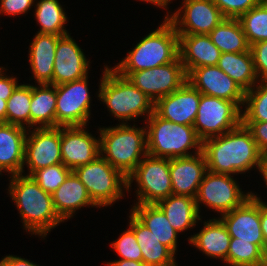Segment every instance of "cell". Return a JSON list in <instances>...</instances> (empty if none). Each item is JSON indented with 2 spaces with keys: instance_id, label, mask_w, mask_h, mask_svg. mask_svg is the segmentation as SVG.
<instances>
[{
  "instance_id": "6da1fadb",
  "label": "cell",
  "mask_w": 267,
  "mask_h": 266,
  "mask_svg": "<svg viewBox=\"0 0 267 266\" xmlns=\"http://www.w3.org/2000/svg\"><path fill=\"white\" fill-rule=\"evenodd\" d=\"M207 170L234 175L260 169V153L251 131L242 123L223 135L202 142Z\"/></svg>"
},
{
  "instance_id": "7a4b0ae2",
  "label": "cell",
  "mask_w": 267,
  "mask_h": 266,
  "mask_svg": "<svg viewBox=\"0 0 267 266\" xmlns=\"http://www.w3.org/2000/svg\"><path fill=\"white\" fill-rule=\"evenodd\" d=\"M10 179L8 191L26 231L44 238L64 222L55 211L52 194L44 191L31 176L17 174Z\"/></svg>"
},
{
  "instance_id": "3957f363",
  "label": "cell",
  "mask_w": 267,
  "mask_h": 266,
  "mask_svg": "<svg viewBox=\"0 0 267 266\" xmlns=\"http://www.w3.org/2000/svg\"><path fill=\"white\" fill-rule=\"evenodd\" d=\"M99 131L100 156L127 178L148 154L146 128L121 123Z\"/></svg>"
},
{
  "instance_id": "277c9868",
  "label": "cell",
  "mask_w": 267,
  "mask_h": 266,
  "mask_svg": "<svg viewBox=\"0 0 267 266\" xmlns=\"http://www.w3.org/2000/svg\"><path fill=\"white\" fill-rule=\"evenodd\" d=\"M178 57V34L174 25L164 19L155 31L142 38L113 69L117 72H138L169 64Z\"/></svg>"
},
{
  "instance_id": "5b68a950",
  "label": "cell",
  "mask_w": 267,
  "mask_h": 266,
  "mask_svg": "<svg viewBox=\"0 0 267 266\" xmlns=\"http://www.w3.org/2000/svg\"><path fill=\"white\" fill-rule=\"evenodd\" d=\"M99 85V99L111 114L123 121L137 119L140 115L149 117L154 112L153 101L138 89L127 77L113 68L105 66Z\"/></svg>"
},
{
  "instance_id": "8992f818",
  "label": "cell",
  "mask_w": 267,
  "mask_h": 266,
  "mask_svg": "<svg viewBox=\"0 0 267 266\" xmlns=\"http://www.w3.org/2000/svg\"><path fill=\"white\" fill-rule=\"evenodd\" d=\"M145 120L147 152L150 156L172 159L192 156L188 152L192 148L194 154L202 151V141L193 126L173 123L154 112Z\"/></svg>"
},
{
  "instance_id": "52a82bcc",
  "label": "cell",
  "mask_w": 267,
  "mask_h": 266,
  "mask_svg": "<svg viewBox=\"0 0 267 266\" xmlns=\"http://www.w3.org/2000/svg\"><path fill=\"white\" fill-rule=\"evenodd\" d=\"M73 172L98 207L112 205L123 197V190H127V178L100 155Z\"/></svg>"
},
{
  "instance_id": "ba28073f",
  "label": "cell",
  "mask_w": 267,
  "mask_h": 266,
  "mask_svg": "<svg viewBox=\"0 0 267 266\" xmlns=\"http://www.w3.org/2000/svg\"><path fill=\"white\" fill-rule=\"evenodd\" d=\"M137 183L136 204H157L167 198L172 191L170 159L147 154L136 169L127 177V191L132 182Z\"/></svg>"
},
{
  "instance_id": "9c48e42d",
  "label": "cell",
  "mask_w": 267,
  "mask_h": 266,
  "mask_svg": "<svg viewBox=\"0 0 267 266\" xmlns=\"http://www.w3.org/2000/svg\"><path fill=\"white\" fill-rule=\"evenodd\" d=\"M242 123V110L232 101L203 95L193 127L202 142L233 130Z\"/></svg>"
},
{
  "instance_id": "30bf717a",
  "label": "cell",
  "mask_w": 267,
  "mask_h": 266,
  "mask_svg": "<svg viewBox=\"0 0 267 266\" xmlns=\"http://www.w3.org/2000/svg\"><path fill=\"white\" fill-rule=\"evenodd\" d=\"M239 187L233 176L207 170L195 198L199 214L202 203L221 216L241 206L252 192L244 194Z\"/></svg>"
},
{
  "instance_id": "8fae6325",
  "label": "cell",
  "mask_w": 267,
  "mask_h": 266,
  "mask_svg": "<svg viewBox=\"0 0 267 266\" xmlns=\"http://www.w3.org/2000/svg\"><path fill=\"white\" fill-rule=\"evenodd\" d=\"M127 77L155 103L181 88L187 82V73L180 57L175 61L138 72H118Z\"/></svg>"
},
{
  "instance_id": "7c38bea8",
  "label": "cell",
  "mask_w": 267,
  "mask_h": 266,
  "mask_svg": "<svg viewBox=\"0 0 267 266\" xmlns=\"http://www.w3.org/2000/svg\"><path fill=\"white\" fill-rule=\"evenodd\" d=\"M88 76L56 86V127L86 126L90 117Z\"/></svg>"
},
{
  "instance_id": "4fadbf2b",
  "label": "cell",
  "mask_w": 267,
  "mask_h": 266,
  "mask_svg": "<svg viewBox=\"0 0 267 266\" xmlns=\"http://www.w3.org/2000/svg\"><path fill=\"white\" fill-rule=\"evenodd\" d=\"M182 5L171 16H165L178 35H208L226 18L212 0H183Z\"/></svg>"
},
{
  "instance_id": "5bb4252c",
  "label": "cell",
  "mask_w": 267,
  "mask_h": 266,
  "mask_svg": "<svg viewBox=\"0 0 267 266\" xmlns=\"http://www.w3.org/2000/svg\"><path fill=\"white\" fill-rule=\"evenodd\" d=\"M25 139L24 165L31 176L36 170L62 163L61 127L28 129ZM30 133V135H29Z\"/></svg>"
},
{
  "instance_id": "9a60e30c",
  "label": "cell",
  "mask_w": 267,
  "mask_h": 266,
  "mask_svg": "<svg viewBox=\"0 0 267 266\" xmlns=\"http://www.w3.org/2000/svg\"><path fill=\"white\" fill-rule=\"evenodd\" d=\"M226 226L228 234L236 241L258 245L266 254L267 246L260 226V197L252 193L241 206L223 214L219 218Z\"/></svg>"
},
{
  "instance_id": "2e32d148",
  "label": "cell",
  "mask_w": 267,
  "mask_h": 266,
  "mask_svg": "<svg viewBox=\"0 0 267 266\" xmlns=\"http://www.w3.org/2000/svg\"><path fill=\"white\" fill-rule=\"evenodd\" d=\"M187 81L203 95L235 102L240 108L244 106L245 91L217 65L194 68Z\"/></svg>"
},
{
  "instance_id": "e0dca14e",
  "label": "cell",
  "mask_w": 267,
  "mask_h": 266,
  "mask_svg": "<svg viewBox=\"0 0 267 266\" xmlns=\"http://www.w3.org/2000/svg\"><path fill=\"white\" fill-rule=\"evenodd\" d=\"M201 94L187 81L178 90L157 100L154 113L173 123L193 126Z\"/></svg>"
},
{
  "instance_id": "ac0fdd59",
  "label": "cell",
  "mask_w": 267,
  "mask_h": 266,
  "mask_svg": "<svg viewBox=\"0 0 267 266\" xmlns=\"http://www.w3.org/2000/svg\"><path fill=\"white\" fill-rule=\"evenodd\" d=\"M85 127H61L62 163L72 171L93 162L100 155V139L93 137Z\"/></svg>"
},
{
  "instance_id": "d6986e66",
  "label": "cell",
  "mask_w": 267,
  "mask_h": 266,
  "mask_svg": "<svg viewBox=\"0 0 267 266\" xmlns=\"http://www.w3.org/2000/svg\"><path fill=\"white\" fill-rule=\"evenodd\" d=\"M89 63L70 34L61 36L55 51L52 85L57 86L88 76Z\"/></svg>"
},
{
  "instance_id": "ffe728a7",
  "label": "cell",
  "mask_w": 267,
  "mask_h": 266,
  "mask_svg": "<svg viewBox=\"0 0 267 266\" xmlns=\"http://www.w3.org/2000/svg\"><path fill=\"white\" fill-rule=\"evenodd\" d=\"M206 171V159L202 151L192 156L170 159L173 194L196 198Z\"/></svg>"
},
{
  "instance_id": "44dd1931",
  "label": "cell",
  "mask_w": 267,
  "mask_h": 266,
  "mask_svg": "<svg viewBox=\"0 0 267 266\" xmlns=\"http://www.w3.org/2000/svg\"><path fill=\"white\" fill-rule=\"evenodd\" d=\"M179 57L187 75L197 67L216 66L221 51L209 35H178Z\"/></svg>"
},
{
  "instance_id": "7402d4cb",
  "label": "cell",
  "mask_w": 267,
  "mask_h": 266,
  "mask_svg": "<svg viewBox=\"0 0 267 266\" xmlns=\"http://www.w3.org/2000/svg\"><path fill=\"white\" fill-rule=\"evenodd\" d=\"M28 130L10 123H0V170L17 175L24 173L25 139Z\"/></svg>"
},
{
  "instance_id": "603a6c76",
  "label": "cell",
  "mask_w": 267,
  "mask_h": 266,
  "mask_svg": "<svg viewBox=\"0 0 267 266\" xmlns=\"http://www.w3.org/2000/svg\"><path fill=\"white\" fill-rule=\"evenodd\" d=\"M60 37L37 33L30 43L28 60L38 84L52 85L55 51Z\"/></svg>"
},
{
  "instance_id": "cb8c5ba5",
  "label": "cell",
  "mask_w": 267,
  "mask_h": 266,
  "mask_svg": "<svg viewBox=\"0 0 267 266\" xmlns=\"http://www.w3.org/2000/svg\"><path fill=\"white\" fill-rule=\"evenodd\" d=\"M52 199L55 211L63 221L70 219L76 210L84 206L98 207L73 171L52 193Z\"/></svg>"
},
{
  "instance_id": "d4e9b609",
  "label": "cell",
  "mask_w": 267,
  "mask_h": 266,
  "mask_svg": "<svg viewBox=\"0 0 267 266\" xmlns=\"http://www.w3.org/2000/svg\"><path fill=\"white\" fill-rule=\"evenodd\" d=\"M129 228L134 232L142 252V262L147 266H178L175 254L163 245L153 233L130 213Z\"/></svg>"
},
{
  "instance_id": "484cf974",
  "label": "cell",
  "mask_w": 267,
  "mask_h": 266,
  "mask_svg": "<svg viewBox=\"0 0 267 266\" xmlns=\"http://www.w3.org/2000/svg\"><path fill=\"white\" fill-rule=\"evenodd\" d=\"M230 241L231 236L219 218L204 222V228L189 238V243L208 257L222 259L226 264Z\"/></svg>"
},
{
  "instance_id": "4316f807",
  "label": "cell",
  "mask_w": 267,
  "mask_h": 266,
  "mask_svg": "<svg viewBox=\"0 0 267 266\" xmlns=\"http://www.w3.org/2000/svg\"><path fill=\"white\" fill-rule=\"evenodd\" d=\"M131 213L176 255L179 232L172 227L165 213L157 204H135Z\"/></svg>"
},
{
  "instance_id": "83f0119b",
  "label": "cell",
  "mask_w": 267,
  "mask_h": 266,
  "mask_svg": "<svg viewBox=\"0 0 267 266\" xmlns=\"http://www.w3.org/2000/svg\"><path fill=\"white\" fill-rule=\"evenodd\" d=\"M157 205L177 232L193 228L197 221L201 220L195 198L171 194Z\"/></svg>"
},
{
  "instance_id": "f1b7e54d",
  "label": "cell",
  "mask_w": 267,
  "mask_h": 266,
  "mask_svg": "<svg viewBox=\"0 0 267 266\" xmlns=\"http://www.w3.org/2000/svg\"><path fill=\"white\" fill-rule=\"evenodd\" d=\"M39 124V125H38ZM56 127V86L50 84L32 85L30 103L31 127Z\"/></svg>"
},
{
  "instance_id": "f546056e",
  "label": "cell",
  "mask_w": 267,
  "mask_h": 266,
  "mask_svg": "<svg viewBox=\"0 0 267 266\" xmlns=\"http://www.w3.org/2000/svg\"><path fill=\"white\" fill-rule=\"evenodd\" d=\"M217 66L232 78L245 92L259 81L251 51L241 53H221Z\"/></svg>"
},
{
  "instance_id": "4dcf8cb0",
  "label": "cell",
  "mask_w": 267,
  "mask_h": 266,
  "mask_svg": "<svg viewBox=\"0 0 267 266\" xmlns=\"http://www.w3.org/2000/svg\"><path fill=\"white\" fill-rule=\"evenodd\" d=\"M208 35L221 53L250 51V45L238 18H225Z\"/></svg>"
},
{
  "instance_id": "1f68e13d",
  "label": "cell",
  "mask_w": 267,
  "mask_h": 266,
  "mask_svg": "<svg viewBox=\"0 0 267 266\" xmlns=\"http://www.w3.org/2000/svg\"><path fill=\"white\" fill-rule=\"evenodd\" d=\"M35 16L40 25L38 33L64 36L69 34L65 28L67 21L59 0H40L36 3Z\"/></svg>"
},
{
  "instance_id": "d6a6232c",
  "label": "cell",
  "mask_w": 267,
  "mask_h": 266,
  "mask_svg": "<svg viewBox=\"0 0 267 266\" xmlns=\"http://www.w3.org/2000/svg\"><path fill=\"white\" fill-rule=\"evenodd\" d=\"M31 100H32V85L19 84L13 91L10 98L7 100L6 123L30 129Z\"/></svg>"
},
{
  "instance_id": "836d02e7",
  "label": "cell",
  "mask_w": 267,
  "mask_h": 266,
  "mask_svg": "<svg viewBox=\"0 0 267 266\" xmlns=\"http://www.w3.org/2000/svg\"><path fill=\"white\" fill-rule=\"evenodd\" d=\"M227 264L230 266H262L266 264V253L256 244L236 241V237H231Z\"/></svg>"
},
{
  "instance_id": "e575fe53",
  "label": "cell",
  "mask_w": 267,
  "mask_h": 266,
  "mask_svg": "<svg viewBox=\"0 0 267 266\" xmlns=\"http://www.w3.org/2000/svg\"><path fill=\"white\" fill-rule=\"evenodd\" d=\"M249 45L267 41V6L259 3L239 18Z\"/></svg>"
},
{
  "instance_id": "d590c367",
  "label": "cell",
  "mask_w": 267,
  "mask_h": 266,
  "mask_svg": "<svg viewBox=\"0 0 267 266\" xmlns=\"http://www.w3.org/2000/svg\"><path fill=\"white\" fill-rule=\"evenodd\" d=\"M257 84L245 92L242 121L267 122V81H258Z\"/></svg>"
},
{
  "instance_id": "8d00e7d4",
  "label": "cell",
  "mask_w": 267,
  "mask_h": 266,
  "mask_svg": "<svg viewBox=\"0 0 267 266\" xmlns=\"http://www.w3.org/2000/svg\"><path fill=\"white\" fill-rule=\"evenodd\" d=\"M72 172L63 163L36 170L31 177L47 193L52 194Z\"/></svg>"
},
{
  "instance_id": "74e56055",
  "label": "cell",
  "mask_w": 267,
  "mask_h": 266,
  "mask_svg": "<svg viewBox=\"0 0 267 266\" xmlns=\"http://www.w3.org/2000/svg\"><path fill=\"white\" fill-rule=\"evenodd\" d=\"M111 246L122 260L142 261L141 249L134 232L130 228L124 231L116 241L112 242Z\"/></svg>"
},
{
  "instance_id": "f35d334b",
  "label": "cell",
  "mask_w": 267,
  "mask_h": 266,
  "mask_svg": "<svg viewBox=\"0 0 267 266\" xmlns=\"http://www.w3.org/2000/svg\"><path fill=\"white\" fill-rule=\"evenodd\" d=\"M226 18H239L256 7L259 0H212Z\"/></svg>"
},
{
  "instance_id": "ab89813d",
  "label": "cell",
  "mask_w": 267,
  "mask_h": 266,
  "mask_svg": "<svg viewBox=\"0 0 267 266\" xmlns=\"http://www.w3.org/2000/svg\"><path fill=\"white\" fill-rule=\"evenodd\" d=\"M254 68L259 81H267V41L256 42L250 46Z\"/></svg>"
},
{
  "instance_id": "60d3db41",
  "label": "cell",
  "mask_w": 267,
  "mask_h": 266,
  "mask_svg": "<svg viewBox=\"0 0 267 266\" xmlns=\"http://www.w3.org/2000/svg\"><path fill=\"white\" fill-rule=\"evenodd\" d=\"M252 133L253 139L255 140L257 147L262 156L267 155V122L259 121H242Z\"/></svg>"
},
{
  "instance_id": "b9f144b4",
  "label": "cell",
  "mask_w": 267,
  "mask_h": 266,
  "mask_svg": "<svg viewBox=\"0 0 267 266\" xmlns=\"http://www.w3.org/2000/svg\"><path fill=\"white\" fill-rule=\"evenodd\" d=\"M35 0H0V14L9 16L22 15L28 12Z\"/></svg>"
},
{
  "instance_id": "7bdbcfd3",
  "label": "cell",
  "mask_w": 267,
  "mask_h": 266,
  "mask_svg": "<svg viewBox=\"0 0 267 266\" xmlns=\"http://www.w3.org/2000/svg\"><path fill=\"white\" fill-rule=\"evenodd\" d=\"M4 69L0 67V98L7 101L19 84L16 77L4 76Z\"/></svg>"
},
{
  "instance_id": "ee69618b",
  "label": "cell",
  "mask_w": 267,
  "mask_h": 266,
  "mask_svg": "<svg viewBox=\"0 0 267 266\" xmlns=\"http://www.w3.org/2000/svg\"><path fill=\"white\" fill-rule=\"evenodd\" d=\"M0 266H39L25 258L9 255L0 261Z\"/></svg>"
},
{
  "instance_id": "f6af8a7d",
  "label": "cell",
  "mask_w": 267,
  "mask_h": 266,
  "mask_svg": "<svg viewBox=\"0 0 267 266\" xmlns=\"http://www.w3.org/2000/svg\"><path fill=\"white\" fill-rule=\"evenodd\" d=\"M260 226L262 235L267 246V203L260 199Z\"/></svg>"
},
{
  "instance_id": "bcb514c9",
  "label": "cell",
  "mask_w": 267,
  "mask_h": 266,
  "mask_svg": "<svg viewBox=\"0 0 267 266\" xmlns=\"http://www.w3.org/2000/svg\"><path fill=\"white\" fill-rule=\"evenodd\" d=\"M107 266H147L142 261H132V260H115L112 262L106 263Z\"/></svg>"
},
{
  "instance_id": "7dc6e473",
  "label": "cell",
  "mask_w": 267,
  "mask_h": 266,
  "mask_svg": "<svg viewBox=\"0 0 267 266\" xmlns=\"http://www.w3.org/2000/svg\"><path fill=\"white\" fill-rule=\"evenodd\" d=\"M259 172L263 176L265 185H267V155L262 157Z\"/></svg>"
},
{
  "instance_id": "c3c4849f",
  "label": "cell",
  "mask_w": 267,
  "mask_h": 266,
  "mask_svg": "<svg viewBox=\"0 0 267 266\" xmlns=\"http://www.w3.org/2000/svg\"><path fill=\"white\" fill-rule=\"evenodd\" d=\"M6 104L7 101L0 98V123H6Z\"/></svg>"
},
{
  "instance_id": "681fc988",
  "label": "cell",
  "mask_w": 267,
  "mask_h": 266,
  "mask_svg": "<svg viewBox=\"0 0 267 266\" xmlns=\"http://www.w3.org/2000/svg\"><path fill=\"white\" fill-rule=\"evenodd\" d=\"M141 1H144V2H149L151 4H154L158 7H162V8H165L167 9V5L170 3L171 0H141Z\"/></svg>"
},
{
  "instance_id": "f907efd6",
  "label": "cell",
  "mask_w": 267,
  "mask_h": 266,
  "mask_svg": "<svg viewBox=\"0 0 267 266\" xmlns=\"http://www.w3.org/2000/svg\"><path fill=\"white\" fill-rule=\"evenodd\" d=\"M261 4L266 5L267 6V0H259Z\"/></svg>"
}]
</instances>
